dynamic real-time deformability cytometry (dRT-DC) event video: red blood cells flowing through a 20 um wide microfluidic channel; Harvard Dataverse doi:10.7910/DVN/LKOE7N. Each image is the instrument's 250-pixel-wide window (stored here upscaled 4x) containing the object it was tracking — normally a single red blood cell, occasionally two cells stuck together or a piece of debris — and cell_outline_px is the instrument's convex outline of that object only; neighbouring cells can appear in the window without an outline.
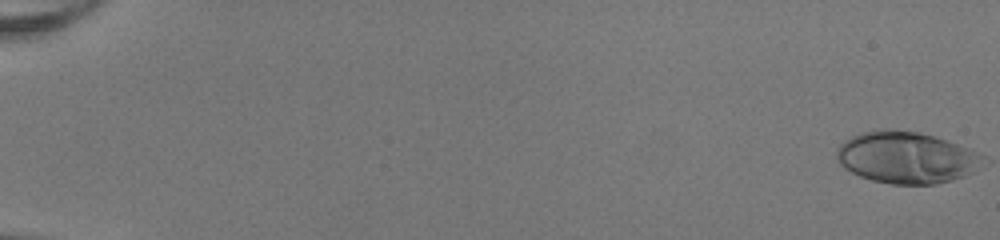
{"species": "human", "species_latin": "Homo sapiens", "temperature_condition": "room temperature", "stored_images_in_passage": 52, "camera_frame_rate_fps": 3000, "um_per_image_px": 0.085, "donor": {"sex": "female"}, "frame": {"image": 1, "passage_image": 1, "time_ms": 0.0, "image_size_px": [1000, 240], "cell_outline_px": [[980, 160], [972, 172], [964, 176], [936, 184], [892, 184], [872, 180], [860, 176], [844, 168], [836, 160], [836, 148], [844, 140], [852, 136], [864, 132], [884, 128], [920, 132], [956, 144], [980, 156]], "centroid_in_image_um": [76.9, 13.38], "position_along_channel_um": 8.1, "area_um2": 43.23}}
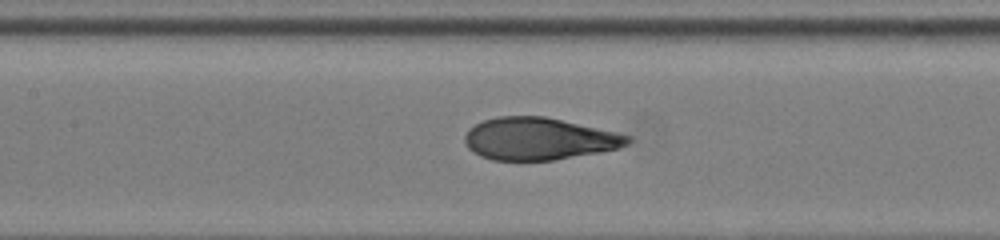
{"frame": {"image": 2, "passage_image": 27, "time_ms": 8.667, "image_size_px": [1000, 240], "cell_outline_px": [[632, 140], [628, 144], [620, 148], [600, 152], [552, 160], [492, 160], [480, 156], [468, 148], [464, 140], [464, 136], [468, 128], [484, 120], [496, 116], [544, 116], [616, 132], [632, 136]], "centroid_in_image_um": [45.8, 11.79], "position_along_channel_um": 161.6, "area_um2": 40.11}}
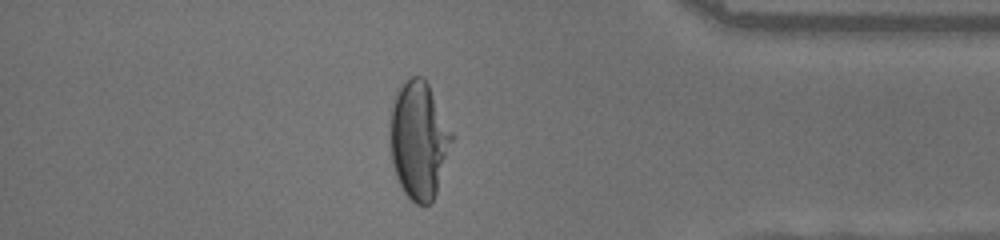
{"frame": {"image": 3, "passage_image": 46, "time_ms": 15.0, "image_size_px": [1000, 240], "cell_outline_px": [[452, 140], [436, 192], [432, 200], [428, 204], [416, 204], [404, 192], [396, 176], [392, 164], [388, 140], [388, 136], [392, 104], [400, 88], [412, 76], [420, 76], [428, 84], [452, 132]], "centroid_in_image_um": [35.56, 11.92], "position_along_channel_um": 399.6, "area_um2": 41.62}, "authors_computed_cell_mechanics": {"area_um2": 41.5582, "velocity_mm_per_s": 4.0925, "shape_relaxation_time_tau1_ms": 5.485, "shape_relaxation_time_tau2_ms": null, "deformation_change_tau1": 0.2745, "deformation_change_tau2": null}}